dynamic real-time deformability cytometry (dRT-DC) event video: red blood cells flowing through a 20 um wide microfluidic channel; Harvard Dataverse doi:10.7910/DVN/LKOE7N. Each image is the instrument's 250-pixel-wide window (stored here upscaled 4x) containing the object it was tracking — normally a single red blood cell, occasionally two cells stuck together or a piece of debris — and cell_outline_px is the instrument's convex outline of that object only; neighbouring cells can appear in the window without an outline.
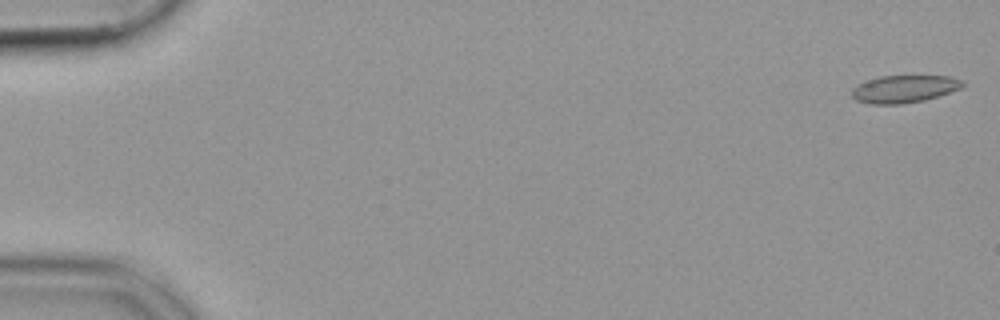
{"species": "common noctule bat (a hibernating species)", "species_latin": "Nyctalus noctula", "temperature_condition": "cold", "stored_images_in_passage": 51, "camera_frame_rate_fps": 3000, "um_per_image_px": 0.085, "animal": {"sex": "female", "body_mass_g": 19.9}, "frame": {"image": 1, "passage_image": 1, "time_ms": 0.0, "image_size_px": [1000, 320], "cell_outline_px": [[964, 84], [960, 88], [924, 100], [900, 104], [872, 104], [856, 100], [852, 96], [852, 88], [868, 80], [880, 76], [948, 76], [964, 80]], "centroid_in_image_um": [76.85, 7.55], "position_along_channel_um": 8.2, "area_um2": 17.46}}
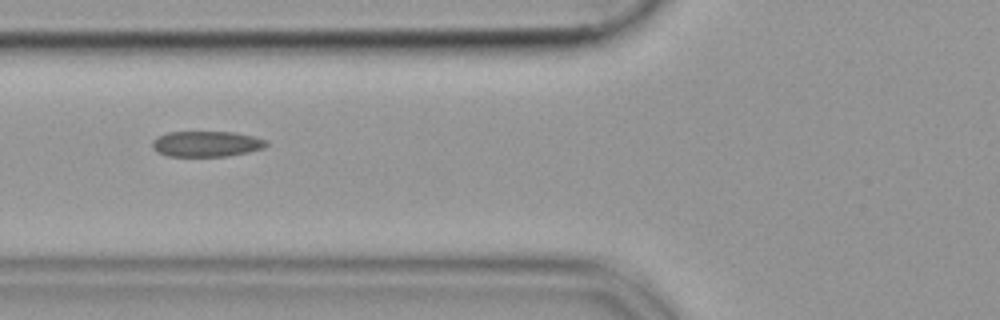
{"frame": {"image": 2, "passage_image": 21, "time_ms": 6.667, "image_size_px": [1000, 320], "cell_outline_px": [[268, 144], [264, 148], [248, 152], [228, 156], [168, 156], [156, 152], [152, 148], [152, 140], [168, 132], [236, 132], [268, 140]], "centroid_in_image_um": [17.56, 12.23], "position_along_channel_um": 108.2, "area_um2": 17.11}}
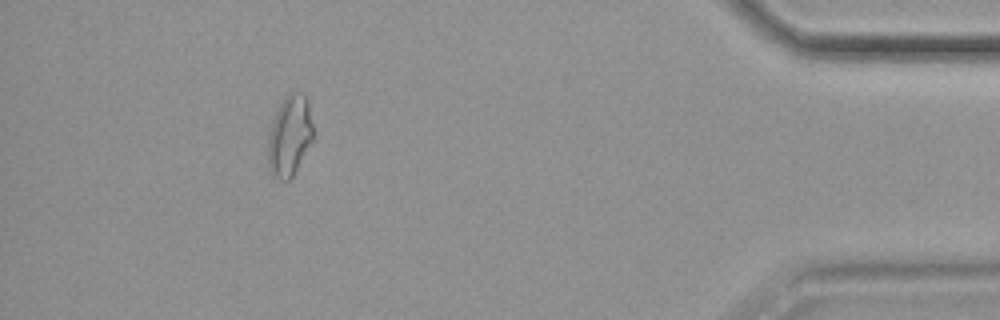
{"frame": {"image": 3, "passage_image": 49, "time_ms": 16.0, "image_size_px": [1000, 320], "cell_outline_px": [[312, 140], [292, 176], [288, 180], [280, 180], [268, 172], [268, 140], [272, 120], [284, 96], [288, 92], [304, 92], [308, 100], [312, 124]], "centroid_in_image_um": [24.6, 11.51], "position_along_channel_um": 410.6, "area_um2": 21.15}}